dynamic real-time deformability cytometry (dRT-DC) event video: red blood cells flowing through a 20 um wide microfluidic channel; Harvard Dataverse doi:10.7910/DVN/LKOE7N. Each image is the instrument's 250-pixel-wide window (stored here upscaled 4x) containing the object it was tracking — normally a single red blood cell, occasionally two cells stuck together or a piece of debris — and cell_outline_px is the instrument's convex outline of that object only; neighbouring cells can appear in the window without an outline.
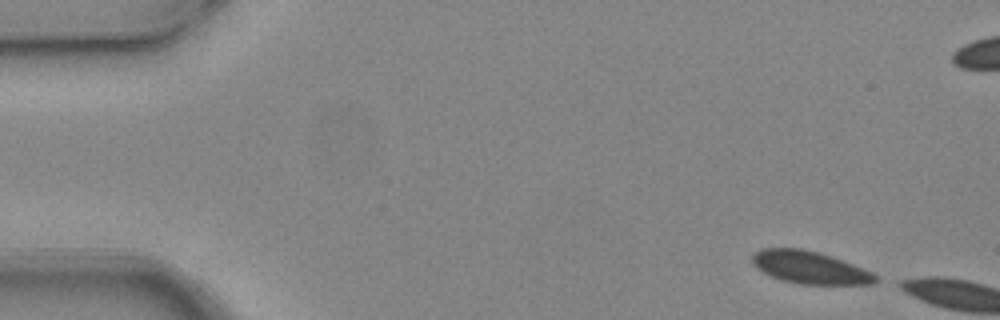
{"species": "common noctule bat (a hibernating species)", "species_latin": "Nyctalus noctula", "temperature_condition": "warm", "stored_images_in_passage": 2, "camera_frame_rate_fps": 3000, "um_per_image_px": 0.085, "animal": {"sex": "female", "body_mass_g": 24.6, "forearm_length_mm": 56.2}, "frame": {"image": 1, "passage_image": 1, "time_ms": 0.0, "image_size_px": [1000, 320], "cell_outline_px": [[880, 280], [872, 284], [800, 284], [784, 280], [772, 276], [756, 268], [752, 264], [752, 252], [760, 248], [800, 248], [820, 252], [832, 256], [872, 272]], "centroid_in_image_um": [68.81, 22.72], "position_along_channel_um": 16.2, "area_um2": 23.35}}